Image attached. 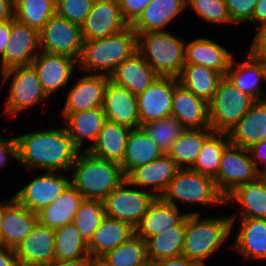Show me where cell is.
<instances>
[{"instance_id":"7402d4cb","label":"cell","mask_w":266,"mask_h":266,"mask_svg":"<svg viewBox=\"0 0 266 266\" xmlns=\"http://www.w3.org/2000/svg\"><path fill=\"white\" fill-rule=\"evenodd\" d=\"M208 37L198 36L192 40L186 38L185 64L202 65L217 71L224 77L235 54L221 42Z\"/></svg>"},{"instance_id":"f1b7e54d","label":"cell","mask_w":266,"mask_h":266,"mask_svg":"<svg viewBox=\"0 0 266 266\" xmlns=\"http://www.w3.org/2000/svg\"><path fill=\"white\" fill-rule=\"evenodd\" d=\"M37 213L26 209L15 198L6 206L0 246L14 249L37 225Z\"/></svg>"},{"instance_id":"7bdbcfd3","label":"cell","mask_w":266,"mask_h":266,"mask_svg":"<svg viewBox=\"0 0 266 266\" xmlns=\"http://www.w3.org/2000/svg\"><path fill=\"white\" fill-rule=\"evenodd\" d=\"M105 217L104 203L98 199H83L75 214L73 224L86 244Z\"/></svg>"},{"instance_id":"277c9868","label":"cell","mask_w":266,"mask_h":266,"mask_svg":"<svg viewBox=\"0 0 266 266\" xmlns=\"http://www.w3.org/2000/svg\"><path fill=\"white\" fill-rule=\"evenodd\" d=\"M71 184L84 199L104 200L126 176L120 164L80 152L70 170Z\"/></svg>"},{"instance_id":"94428289","label":"cell","mask_w":266,"mask_h":266,"mask_svg":"<svg viewBox=\"0 0 266 266\" xmlns=\"http://www.w3.org/2000/svg\"><path fill=\"white\" fill-rule=\"evenodd\" d=\"M92 266H105V265H103L99 260H94Z\"/></svg>"},{"instance_id":"ffe728a7","label":"cell","mask_w":266,"mask_h":266,"mask_svg":"<svg viewBox=\"0 0 266 266\" xmlns=\"http://www.w3.org/2000/svg\"><path fill=\"white\" fill-rule=\"evenodd\" d=\"M182 208L175 207L166 203L161 197L151 203L145 216L141 219L140 223L135 227V234L143 240L158 235L164 234L170 229L177 227L189 214H202V210L191 209L183 210ZM183 211V212H182Z\"/></svg>"},{"instance_id":"d590c367","label":"cell","mask_w":266,"mask_h":266,"mask_svg":"<svg viewBox=\"0 0 266 266\" xmlns=\"http://www.w3.org/2000/svg\"><path fill=\"white\" fill-rule=\"evenodd\" d=\"M223 76L210 68L196 64H184L177 77L179 84L197 97L210 102Z\"/></svg>"},{"instance_id":"816d5d0a","label":"cell","mask_w":266,"mask_h":266,"mask_svg":"<svg viewBox=\"0 0 266 266\" xmlns=\"http://www.w3.org/2000/svg\"><path fill=\"white\" fill-rule=\"evenodd\" d=\"M248 150L259 173H266V141L261 140L253 144Z\"/></svg>"},{"instance_id":"f5cc1de1","label":"cell","mask_w":266,"mask_h":266,"mask_svg":"<svg viewBox=\"0 0 266 266\" xmlns=\"http://www.w3.org/2000/svg\"><path fill=\"white\" fill-rule=\"evenodd\" d=\"M147 266H199V265L193 260H190L182 255L175 258L149 260Z\"/></svg>"},{"instance_id":"4316f807","label":"cell","mask_w":266,"mask_h":266,"mask_svg":"<svg viewBox=\"0 0 266 266\" xmlns=\"http://www.w3.org/2000/svg\"><path fill=\"white\" fill-rule=\"evenodd\" d=\"M171 116L185 129L210 128L209 102L178 84L174 88Z\"/></svg>"},{"instance_id":"6f0895ef","label":"cell","mask_w":266,"mask_h":266,"mask_svg":"<svg viewBox=\"0 0 266 266\" xmlns=\"http://www.w3.org/2000/svg\"><path fill=\"white\" fill-rule=\"evenodd\" d=\"M11 30V20L7 22H0V59L5 53V48L7 46L9 35Z\"/></svg>"},{"instance_id":"ac0fdd59","label":"cell","mask_w":266,"mask_h":266,"mask_svg":"<svg viewBox=\"0 0 266 266\" xmlns=\"http://www.w3.org/2000/svg\"><path fill=\"white\" fill-rule=\"evenodd\" d=\"M128 26L117 0H94L91 11L81 25L82 37L84 41L104 38Z\"/></svg>"},{"instance_id":"7dc6e473","label":"cell","mask_w":266,"mask_h":266,"mask_svg":"<svg viewBox=\"0 0 266 266\" xmlns=\"http://www.w3.org/2000/svg\"><path fill=\"white\" fill-rule=\"evenodd\" d=\"M234 26L246 25L253 16L257 0H224Z\"/></svg>"},{"instance_id":"4fadbf2b","label":"cell","mask_w":266,"mask_h":266,"mask_svg":"<svg viewBox=\"0 0 266 266\" xmlns=\"http://www.w3.org/2000/svg\"><path fill=\"white\" fill-rule=\"evenodd\" d=\"M31 65L38 74L43 91L49 98H58L65 91L78 70V61L66 55L40 51ZM58 94V95H57Z\"/></svg>"},{"instance_id":"91938a15","label":"cell","mask_w":266,"mask_h":266,"mask_svg":"<svg viewBox=\"0 0 266 266\" xmlns=\"http://www.w3.org/2000/svg\"><path fill=\"white\" fill-rule=\"evenodd\" d=\"M14 199V195L11 194L10 197L0 199V234L3 227V218L6 206Z\"/></svg>"},{"instance_id":"ba28073f","label":"cell","mask_w":266,"mask_h":266,"mask_svg":"<svg viewBox=\"0 0 266 266\" xmlns=\"http://www.w3.org/2000/svg\"><path fill=\"white\" fill-rule=\"evenodd\" d=\"M255 102L224 76L209 102L210 128L213 132L229 133Z\"/></svg>"},{"instance_id":"bcb514c9","label":"cell","mask_w":266,"mask_h":266,"mask_svg":"<svg viewBox=\"0 0 266 266\" xmlns=\"http://www.w3.org/2000/svg\"><path fill=\"white\" fill-rule=\"evenodd\" d=\"M93 2L94 0H56V14L81 26L91 11Z\"/></svg>"},{"instance_id":"b9f144b4","label":"cell","mask_w":266,"mask_h":266,"mask_svg":"<svg viewBox=\"0 0 266 266\" xmlns=\"http://www.w3.org/2000/svg\"><path fill=\"white\" fill-rule=\"evenodd\" d=\"M55 261L76 260L90 257L87 244L73 223L54 229Z\"/></svg>"},{"instance_id":"44dd1931","label":"cell","mask_w":266,"mask_h":266,"mask_svg":"<svg viewBox=\"0 0 266 266\" xmlns=\"http://www.w3.org/2000/svg\"><path fill=\"white\" fill-rule=\"evenodd\" d=\"M58 114L69 137L81 152H87L92 147L106 121L102 107L80 112L59 111Z\"/></svg>"},{"instance_id":"f907efd6","label":"cell","mask_w":266,"mask_h":266,"mask_svg":"<svg viewBox=\"0 0 266 266\" xmlns=\"http://www.w3.org/2000/svg\"><path fill=\"white\" fill-rule=\"evenodd\" d=\"M10 159L12 162H16L17 159L15 136L7 138L0 136V172L8 168L11 164Z\"/></svg>"},{"instance_id":"681fc988","label":"cell","mask_w":266,"mask_h":266,"mask_svg":"<svg viewBox=\"0 0 266 266\" xmlns=\"http://www.w3.org/2000/svg\"><path fill=\"white\" fill-rule=\"evenodd\" d=\"M255 35L252 34V41L249 42L248 50L256 59L266 64V25L255 29Z\"/></svg>"},{"instance_id":"52a82bcc","label":"cell","mask_w":266,"mask_h":266,"mask_svg":"<svg viewBox=\"0 0 266 266\" xmlns=\"http://www.w3.org/2000/svg\"><path fill=\"white\" fill-rule=\"evenodd\" d=\"M186 39L168 31L138 35L137 51L159 76L178 77L185 64Z\"/></svg>"},{"instance_id":"30bf717a","label":"cell","mask_w":266,"mask_h":266,"mask_svg":"<svg viewBox=\"0 0 266 266\" xmlns=\"http://www.w3.org/2000/svg\"><path fill=\"white\" fill-rule=\"evenodd\" d=\"M37 172L39 173L32 175V180H27L24 185L20 186V189L17 188L18 191L13 193L14 198L22 206L35 213L54 203L71 184L70 173L57 171Z\"/></svg>"},{"instance_id":"9c48e42d","label":"cell","mask_w":266,"mask_h":266,"mask_svg":"<svg viewBox=\"0 0 266 266\" xmlns=\"http://www.w3.org/2000/svg\"><path fill=\"white\" fill-rule=\"evenodd\" d=\"M155 199L152 192L137 188L126 179L103 200L105 215L135 229Z\"/></svg>"},{"instance_id":"6da1fadb","label":"cell","mask_w":266,"mask_h":266,"mask_svg":"<svg viewBox=\"0 0 266 266\" xmlns=\"http://www.w3.org/2000/svg\"><path fill=\"white\" fill-rule=\"evenodd\" d=\"M13 136L16 140V162L27 174L37 170L69 173L81 152L62 124Z\"/></svg>"},{"instance_id":"f546056e","label":"cell","mask_w":266,"mask_h":266,"mask_svg":"<svg viewBox=\"0 0 266 266\" xmlns=\"http://www.w3.org/2000/svg\"><path fill=\"white\" fill-rule=\"evenodd\" d=\"M134 234L135 229L130 224L105 215L87 244L88 254L93 260H98Z\"/></svg>"},{"instance_id":"e575fe53","label":"cell","mask_w":266,"mask_h":266,"mask_svg":"<svg viewBox=\"0 0 266 266\" xmlns=\"http://www.w3.org/2000/svg\"><path fill=\"white\" fill-rule=\"evenodd\" d=\"M83 199L84 197L70 184L54 203L37 212L38 223L52 229L73 223Z\"/></svg>"},{"instance_id":"74e56055","label":"cell","mask_w":266,"mask_h":266,"mask_svg":"<svg viewBox=\"0 0 266 266\" xmlns=\"http://www.w3.org/2000/svg\"><path fill=\"white\" fill-rule=\"evenodd\" d=\"M98 260L105 266H147L146 241L134 234Z\"/></svg>"},{"instance_id":"d6986e66","label":"cell","mask_w":266,"mask_h":266,"mask_svg":"<svg viewBox=\"0 0 266 266\" xmlns=\"http://www.w3.org/2000/svg\"><path fill=\"white\" fill-rule=\"evenodd\" d=\"M13 250L19 266H48L55 260V231L37 223Z\"/></svg>"},{"instance_id":"ab89813d","label":"cell","mask_w":266,"mask_h":266,"mask_svg":"<svg viewBox=\"0 0 266 266\" xmlns=\"http://www.w3.org/2000/svg\"><path fill=\"white\" fill-rule=\"evenodd\" d=\"M231 143L228 133L214 132L205 142L194 166L195 172L215 178L223 151Z\"/></svg>"},{"instance_id":"9f6ffc18","label":"cell","mask_w":266,"mask_h":266,"mask_svg":"<svg viewBox=\"0 0 266 266\" xmlns=\"http://www.w3.org/2000/svg\"><path fill=\"white\" fill-rule=\"evenodd\" d=\"M14 18V0H0V22Z\"/></svg>"},{"instance_id":"83f0119b","label":"cell","mask_w":266,"mask_h":266,"mask_svg":"<svg viewBox=\"0 0 266 266\" xmlns=\"http://www.w3.org/2000/svg\"><path fill=\"white\" fill-rule=\"evenodd\" d=\"M225 205L239 210L230 214L231 218L266 219V188L259 177L253 182L239 185L225 198ZM239 214V215H238Z\"/></svg>"},{"instance_id":"8d00e7d4","label":"cell","mask_w":266,"mask_h":266,"mask_svg":"<svg viewBox=\"0 0 266 266\" xmlns=\"http://www.w3.org/2000/svg\"><path fill=\"white\" fill-rule=\"evenodd\" d=\"M211 128L185 129L173 143L167 154L179 169H191L200 153L204 142L213 134Z\"/></svg>"},{"instance_id":"f35d334b","label":"cell","mask_w":266,"mask_h":266,"mask_svg":"<svg viewBox=\"0 0 266 266\" xmlns=\"http://www.w3.org/2000/svg\"><path fill=\"white\" fill-rule=\"evenodd\" d=\"M186 218L164 234L154 235L146 240L149 260L175 258L183 255Z\"/></svg>"},{"instance_id":"680465c9","label":"cell","mask_w":266,"mask_h":266,"mask_svg":"<svg viewBox=\"0 0 266 266\" xmlns=\"http://www.w3.org/2000/svg\"><path fill=\"white\" fill-rule=\"evenodd\" d=\"M94 260L91 257L79 258L68 261H53L48 266H92Z\"/></svg>"},{"instance_id":"f6af8a7d","label":"cell","mask_w":266,"mask_h":266,"mask_svg":"<svg viewBox=\"0 0 266 266\" xmlns=\"http://www.w3.org/2000/svg\"><path fill=\"white\" fill-rule=\"evenodd\" d=\"M186 4L187 9L193 10V14L195 13L197 18L208 26L234 25L224 0H187Z\"/></svg>"},{"instance_id":"1f68e13d","label":"cell","mask_w":266,"mask_h":266,"mask_svg":"<svg viewBox=\"0 0 266 266\" xmlns=\"http://www.w3.org/2000/svg\"><path fill=\"white\" fill-rule=\"evenodd\" d=\"M236 146L248 149L266 137V100L256 101L228 133Z\"/></svg>"},{"instance_id":"2e32d148","label":"cell","mask_w":266,"mask_h":266,"mask_svg":"<svg viewBox=\"0 0 266 266\" xmlns=\"http://www.w3.org/2000/svg\"><path fill=\"white\" fill-rule=\"evenodd\" d=\"M39 32L13 18L5 53L0 59V73L14 67L31 65L40 52Z\"/></svg>"},{"instance_id":"db71d44e","label":"cell","mask_w":266,"mask_h":266,"mask_svg":"<svg viewBox=\"0 0 266 266\" xmlns=\"http://www.w3.org/2000/svg\"><path fill=\"white\" fill-rule=\"evenodd\" d=\"M247 25L256 29L266 25V0H257L252 19Z\"/></svg>"},{"instance_id":"ee69618b","label":"cell","mask_w":266,"mask_h":266,"mask_svg":"<svg viewBox=\"0 0 266 266\" xmlns=\"http://www.w3.org/2000/svg\"><path fill=\"white\" fill-rule=\"evenodd\" d=\"M157 145L167 153L185 128L173 116L151 121L141 126Z\"/></svg>"},{"instance_id":"e0dca14e","label":"cell","mask_w":266,"mask_h":266,"mask_svg":"<svg viewBox=\"0 0 266 266\" xmlns=\"http://www.w3.org/2000/svg\"><path fill=\"white\" fill-rule=\"evenodd\" d=\"M176 77L159 76L143 92L136 95L141 126L171 116Z\"/></svg>"},{"instance_id":"3957f363","label":"cell","mask_w":266,"mask_h":266,"mask_svg":"<svg viewBox=\"0 0 266 266\" xmlns=\"http://www.w3.org/2000/svg\"><path fill=\"white\" fill-rule=\"evenodd\" d=\"M138 35L129 25L108 37L84 41L78 70L110 76L117 66L137 52Z\"/></svg>"},{"instance_id":"5bb4252c","label":"cell","mask_w":266,"mask_h":266,"mask_svg":"<svg viewBox=\"0 0 266 266\" xmlns=\"http://www.w3.org/2000/svg\"><path fill=\"white\" fill-rule=\"evenodd\" d=\"M231 226L232 231L238 229L234 241L228 245L231 252L237 253L242 262L266 263V219L231 218Z\"/></svg>"},{"instance_id":"836d02e7","label":"cell","mask_w":266,"mask_h":266,"mask_svg":"<svg viewBox=\"0 0 266 266\" xmlns=\"http://www.w3.org/2000/svg\"><path fill=\"white\" fill-rule=\"evenodd\" d=\"M130 128L106 120L97 139L87 151L99 159L121 164Z\"/></svg>"},{"instance_id":"9a60e30c","label":"cell","mask_w":266,"mask_h":266,"mask_svg":"<svg viewBox=\"0 0 266 266\" xmlns=\"http://www.w3.org/2000/svg\"><path fill=\"white\" fill-rule=\"evenodd\" d=\"M73 77L66 95L64 94L61 112H80L103 107L104 93L110 76L103 74H82ZM76 78V79H75ZM66 96V97H65Z\"/></svg>"},{"instance_id":"8fae6325","label":"cell","mask_w":266,"mask_h":266,"mask_svg":"<svg viewBox=\"0 0 266 266\" xmlns=\"http://www.w3.org/2000/svg\"><path fill=\"white\" fill-rule=\"evenodd\" d=\"M260 177L248 149L230 143L223 151L215 185L226 198L239 185L253 182Z\"/></svg>"},{"instance_id":"d6a6232c","label":"cell","mask_w":266,"mask_h":266,"mask_svg":"<svg viewBox=\"0 0 266 266\" xmlns=\"http://www.w3.org/2000/svg\"><path fill=\"white\" fill-rule=\"evenodd\" d=\"M164 154L142 127L130 129L124 159L120 165L124 175L127 176L133 169L150 163Z\"/></svg>"},{"instance_id":"6125c7cd","label":"cell","mask_w":266,"mask_h":266,"mask_svg":"<svg viewBox=\"0 0 266 266\" xmlns=\"http://www.w3.org/2000/svg\"><path fill=\"white\" fill-rule=\"evenodd\" d=\"M260 178L264 181L265 188H266V173L260 174Z\"/></svg>"},{"instance_id":"7a4b0ae2","label":"cell","mask_w":266,"mask_h":266,"mask_svg":"<svg viewBox=\"0 0 266 266\" xmlns=\"http://www.w3.org/2000/svg\"><path fill=\"white\" fill-rule=\"evenodd\" d=\"M232 233L230 214L220 217L189 214L186 217L183 256L199 266H206L208 259L222 252L220 248H224Z\"/></svg>"},{"instance_id":"603a6c76","label":"cell","mask_w":266,"mask_h":266,"mask_svg":"<svg viewBox=\"0 0 266 266\" xmlns=\"http://www.w3.org/2000/svg\"><path fill=\"white\" fill-rule=\"evenodd\" d=\"M246 53V58L241 61H238L234 55L226 77L237 88L251 95L256 101L266 100V89L264 87V85L266 86L265 64L256 59L249 51Z\"/></svg>"},{"instance_id":"cb8c5ba5","label":"cell","mask_w":266,"mask_h":266,"mask_svg":"<svg viewBox=\"0 0 266 266\" xmlns=\"http://www.w3.org/2000/svg\"><path fill=\"white\" fill-rule=\"evenodd\" d=\"M102 108L106 120L130 129L141 127L136 95L111 80L105 89Z\"/></svg>"},{"instance_id":"5b68a950","label":"cell","mask_w":266,"mask_h":266,"mask_svg":"<svg viewBox=\"0 0 266 266\" xmlns=\"http://www.w3.org/2000/svg\"><path fill=\"white\" fill-rule=\"evenodd\" d=\"M160 197L179 208L184 204L189 205V208H197L199 205V208L204 209L226 207L225 197L217 189L214 178L186 168L177 170Z\"/></svg>"},{"instance_id":"484cf974","label":"cell","mask_w":266,"mask_h":266,"mask_svg":"<svg viewBox=\"0 0 266 266\" xmlns=\"http://www.w3.org/2000/svg\"><path fill=\"white\" fill-rule=\"evenodd\" d=\"M186 3L187 0H152L131 27L137 35L168 31L170 25L187 10Z\"/></svg>"},{"instance_id":"4dcf8cb0","label":"cell","mask_w":266,"mask_h":266,"mask_svg":"<svg viewBox=\"0 0 266 266\" xmlns=\"http://www.w3.org/2000/svg\"><path fill=\"white\" fill-rule=\"evenodd\" d=\"M158 77L159 75L137 51L117 66L110 75V80L138 95Z\"/></svg>"},{"instance_id":"11a10c76","label":"cell","mask_w":266,"mask_h":266,"mask_svg":"<svg viewBox=\"0 0 266 266\" xmlns=\"http://www.w3.org/2000/svg\"><path fill=\"white\" fill-rule=\"evenodd\" d=\"M0 266H19L12 248L0 246Z\"/></svg>"},{"instance_id":"8992f818","label":"cell","mask_w":266,"mask_h":266,"mask_svg":"<svg viewBox=\"0 0 266 266\" xmlns=\"http://www.w3.org/2000/svg\"><path fill=\"white\" fill-rule=\"evenodd\" d=\"M9 83V84H6ZM7 87L3 104V116L13 119L28 109L46 106L51 99L46 95L41 86L38 74L32 65L14 67L0 74V89ZM50 99V100H49Z\"/></svg>"},{"instance_id":"d4e9b609","label":"cell","mask_w":266,"mask_h":266,"mask_svg":"<svg viewBox=\"0 0 266 266\" xmlns=\"http://www.w3.org/2000/svg\"><path fill=\"white\" fill-rule=\"evenodd\" d=\"M178 169L173 159L165 153L162 157L133 169L126 179L133 186L148 190L156 197H160Z\"/></svg>"},{"instance_id":"7c38bea8","label":"cell","mask_w":266,"mask_h":266,"mask_svg":"<svg viewBox=\"0 0 266 266\" xmlns=\"http://www.w3.org/2000/svg\"><path fill=\"white\" fill-rule=\"evenodd\" d=\"M39 37L40 51L79 61L84 42L80 25L55 13L39 32Z\"/></svg>"},{"instance_id":"c3c4849f","label":"cell","mask_w":266,"mask_h":266,"mask_svg":"<svg viewBox=\"0 0 266 266\" xmlns=\"http://www.w3.org/2000/svg\"><path fill=\"white\" fill-rule=\"evenodd\" d=\"M122 16L128 25H132L152 0H117Z\"/></svg>"},{"instance_id":"60d3db41","label":"cell","mask_w":266,"mask_h":266,"mask_svg":"<svg viewBox=\"0 0 266 266\" xmlns=\"http://www.w3.org/2000/svg\"><path fill=\"white\" fill-rule=\"evenodd\" d=\"M56 0H14V18L40 32L56 13Z\"/></svg>"}]
</instances>
